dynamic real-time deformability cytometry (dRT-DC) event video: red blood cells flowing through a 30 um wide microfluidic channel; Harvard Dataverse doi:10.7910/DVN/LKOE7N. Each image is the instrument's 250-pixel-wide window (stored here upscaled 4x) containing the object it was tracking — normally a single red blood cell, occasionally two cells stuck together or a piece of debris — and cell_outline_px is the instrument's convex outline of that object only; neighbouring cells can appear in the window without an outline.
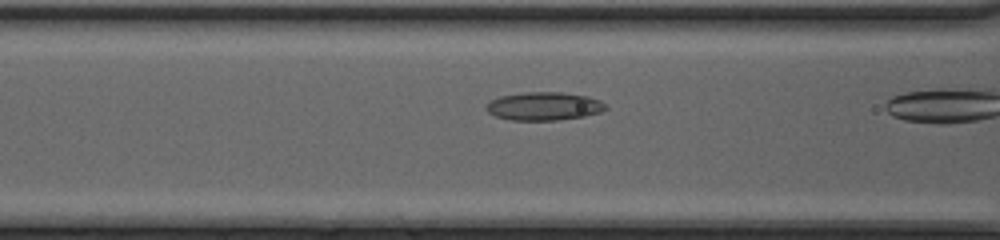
{"species": "common noctule bat (a hibernating species)", "species_latin": "Nyctalus noctula", "temperature_condition": "cold", "stored_images_in_passage": 11, "camera_frame_rate_fps": 3000, "um_per_image_px": 0.085, "animal": {"sex": "female", "body_mass_g": 20.0, "forearm_length_mm": 54.0}, "frame": {"image": 1, "passage_image": 10, "time_ms": 3.0, "image_size_px": [1000, 240], "cell_outline_px": [[608, 108], [600, 112], [584, 116], [556, 120], [512, 120], [496, 116], [488, 112], [488, 104], [492, 100], [500, 96], [524, 92], [560, 92], [588, 96], [600, 100]], "centroid_in_image_um": [46.27, 9.02], "position_along_channel_um": 120.3, "area_um2": 19.42}}